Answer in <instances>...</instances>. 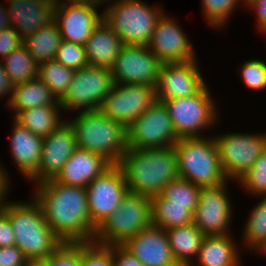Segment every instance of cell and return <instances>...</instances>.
<instances>
[{"label": "cell", "instance_id": "obj_1", "mask_svg": "<svg viewBox=\"0 0 266 266\" xmlns=\"http://www.w3.org/2000/svg\"><path fill=\"white\" fill-rule=\"evenodd\" d=\"M37 186L34 201L63 243L93 241L97 228L90 219L86 188L66 185L54 179Z\"/></svg>", "mask_w": 266, "mask_h": 266}, {"label": "cell", "instance_id": "obj_2", "mask_svg": "<svg viewBox=\"0 0 266 266\" xmlns=\"http://www.w3.org/2000/svg\"><path fill=\"white\" fill-rule=\"evenodd\" d=\"M118 165L121 167L128 192L147 197L160 195L171 180L178 177L174 145L166 148H128Z\"/></svg>", "mask_w": 266, "mask_h": 266}, {"label": "cell", "instance_id": "obj_3", "mask_svg": "<svg viewBox=\"0 0 266 266\" xmlns=\"http://www.w3.org/2000/svg\"><path fill=\"white\" fill-rule=\"evenodd\" d=\"M31 202H7L2 210L9 216L15 245L28 260L45 259L54 253L63 241L46 222L39 205Z\"/></svg>", "mask_w": 266, "mask_h": 266}, {"label": "cell", "instance_id": "obj_4", "mask_svg": "<svg viewBox=\"0 0 266 266\" xmlns=\"http://www.w3.org/2000/svg\"><path fill=\"white\" fill-rule=\"evenodd\" d=\"M68 122L74 128L78 148L97 153L111 164H118L128 149L127 128L99 109L80 111Z\"/></svg>", "mask_w": 266, "mask_h": 266}, {"label": "cell", "instance_id": "obj_5", "mask_svg": "<svg viewBox=\"0 0 266 266\" xmlns=\"http://www.w3.org/2000/svg\"><path fill=\"white\" fill-rule=\"evenodd\" d=\"M178 177L198 187L214 186L229 181L220 164L214 137L180 138L174 145Z\"/></svg>", "mask_w": 266, "mask_h": 266}, {"label": "cell", "instance_id": "obj_6", "mask_svg": "<svg viewBox=\"0 0 266 266\" xmlns=\"http://www.w3.org/2000/svg\"><path fill=\"white\" fill-rule=\"evenodd\" d=\"M162 10L141 0H117L102 13L125 45L148 46Z\"/></svg>", "mask_w": 266, "mask_h": 266}, {"label": "cell", "instance_id": "obj_7", "mask_svg": "<svg viewBox=\"0 0 266 266\" xmlns=\"http://www.w3.org/2000/svg\"><path fill=\"white\" fill-rule=\"evenodd\" d=\"M151 224V198L127 192L116 211L96 229L93 241L109 246L123 245Z\"/></svg>", "mask_w": 266, "mask_h": 266}, {"label": "cell", "instance_id": "obj_8", "mask_svg": "<svg viewBox=\"0 0 266 266\" xmlns=\"http://www.w3.org/2000/svg\"><path fill=\"white\" fill-rule=\"evenodd\" d=\"M177 137H203L199 132L216 123L218 114L211 92L205 84L196 94L165 100ZM200 134V135H199Z\"/></svg>", "mask_w": 266, "mask_h": 266}, {"label": "cell", "instance_id": "obj_9", "mask_svg": "<svg viewBox=\"0 0 266 266\" xmlns=\"http://www.w3.org/2000/svg\"><path fill=\"white\" fill-rule=\"evenodd\" d=\"M114 85L111 70L88 65L75 70L72 82L59 101L62 111H92L99 109ZM80 109V110H79Z\"/></svg>", "mask_w": 266, "mask_h": 266}, {"label": "cell", "instance_id": "obj_10", "mask_svg": "<svg viewBox=\"0 0 266 266\" xmlns=\"http://www.w3.org/2000/svg\"><path fill=\"white\" fill-rule=\"evenodd\" d=\"M220 164L228 180L237 181L254 165L266 148V133H225L214 137Z\"/></svg>", "mask_w": 266, "mask_h": 266}, {"label": "cell", "instance_id": "obj_11", "mask_svg": "<svg viewBox=\"0 0 266 266\" xmlns=\"http://www.w3.org/2000/svg\"><path fill=\"white\" fill-rule=\"evenodd\" d=\"M178 140L168 109L158 100L127 128L128 148H166Z\"/></svg>", "mask_w": 266, "mask_h": 266}, {"label": "cell", "instance_id": "obj_12", "mask_svg": "<svg viewBox=\"0 0 266 266\" xmlns=\"http://www.w3.org/2000/svg\"><path fill=\"white\" fill-rule=\"evenodd\" d=\"M155 101L153 85L114 84L99 110L128 128Z\"/></svg>", "mask_w": 266, "mask_h": 266}, {"label": "cell", "instance_id": "obj_13", "mask_svg": "<svg viewBox=\"0 0 266 266\" xmlns=\"http://www.w3.org/2000/svg\"><path fill=\"white\" fill-rule=\"evenodd\" d=\"M88 208L92 224L98 228L111 216L127 194L124 173L118 164H112L87 187Z\"/></svg>", "mask_w": 266, "mask_h": 266}, {"label": "cell", "instance_id": "obj_14", "mask_svg": "<svg viewBox=\"0 0 266 266\" xmlns=\"http://www.w3.org/2000/svg\"><path fill=\"white\" fill-rule=\"evenodd\" d=\"M108 1L110 0L74 1L55 4L54 21L59 28L62 39L84 45L94 29L103 21V13H98L96 7Z\"/></svg>", "mask_w": 266, "mask_h": 266}, {"label": "cell", "instance_id": "obj_15", "mask_svg": "<svg viewBox=\"0 0 266 266\" xmlns=\"http://www.w3.org/2000/svg\"><path fill=\"white\" fill-rule=\"evenodd\" d=\"M226 184L228 183L201 187L198 204L193 214V224L205 236L230 233L229 224L233 214Z\"/></svg>", "mask_w": 266, "mask_h": 266}, {"label": "cell", "instance_id": "obj_16", "mask_svg": "<svg viewBox=\"0 0 266 266\" xmlns=\"http://www.w3.org/2000/svg\"><path fill=\"white\" fill-rule=\"evenodd\" d=\"M161 64L148 46L124 45L110 70L114 84L155 86Z\"/></svg>", "mask_w": 266, "mask_h": 266}, {"label": "cell", "instance_id": "obj_17", "mask_svg": "<svg viewBox=\"0 0 266 266\" xmlns=\"http://www.w3.org/2000/svg\"><path fill=\"white\" fill-rule=\"evenodd\" d=\"M196 62L161 64L155 85L156 100L163 102L196 94L205 85Z\"/></svg>", "mask_w": 266, "mask_h": 266}, {"label": "cell", "instance_id": "obj_18", "mask_svg": "<svg viewBox=\"0 0 266 266\" xmlns=\"http://www.w3.org/2000/svg\"><path fill=\"white\" fill-rule=\"evenodd\" d=\"M158 19L148 44L149 50L163 63H183L196 60L193 46L178 22L164 15Z\"/></svg>", "mask_w": 266, "mask_h": 266}, {"label": "cell", "instance_id": "obj_19", "mask_svg": "<svg viewBox=\"0 0 266 266\" xmlns=\"http://www.w3.org/2000/svg\"><path fill=\"white\" fill-rule=\"evenodd\" d=\"M77 148L74 128L66 121L43 138L40 168L30 180L40 184L55 179Z\"/></svg>", "mask_w": 266, "mask_h": 266}, {"label": "cell", "instance_id": "obj_20", "mask_svg": "<svg viewBox=\"0 0 266 266\" xmlns=\"http://www.w3.org/2000/svg\"><path fill=\"white\" fill-rule=\"evenodd\" d=\"M123 246L144 266H180L173 256L166 230L152 224Z\"/></svg>", "mask_w": 266, "mask_h": 266}, {"label": "cell", "instance_id": "obj_21", "mask_svg": "<svg viewBox=\"0 0 266 266\" xmlns=\"http://www.w3.org/2000/svg\"><path fill=\"white\" fill-rule=\"evenodd\" d=\"M10 25L24 39L54 20L52 0H8Z\"/></svg>", "mask_w": 266, "mask_h": 266}, {"label": "cell", "instance_id": "obj_22", "mask_svg": "<svg viewBox=\"0 0 266 266\" xmlns=\"http://www.w3.org/2000/svg\"><path fill=\"white\" fill-rule=\"evenodd\" d=\"M111 165L103 156L77 148L54 180L66 185L86 188Z\"/></svg>", "mask_w": 266, "mask_h": 266}, {"label": "cell", "instance_id": "obj_23", "mask_svg": "<svg viewBox=\"0 0 266 266\" xmlns=\"http://www.w3.org/2000/svg\"><path fill=\"white\" fill-rule=\"evenodd\" d=\"M10 141L11 155L23 176L30 180L40 168L43 138L14 119Z\"/></svg>", "mask_w": 266, "mask_h": 266}, {"label": "cell", "instance_id": "obj_24", "mask_svg": "<svg viewBox=\"0 0 266 266\" xmlns=\"http://www.w3.org/2000/svg\"><path fill=\"white\" fill-rule=\"evenodd\" d=\"M124 45L114 30L102 21L84 44L89 65L110 69Z\"/></svg>", "mask_w": 266, "mask_h": 266}, {"label": "cell", "instance_id": "obj_25", "mask_svg": "<svg viewBox=\"0 0 266 266\" xmlns=\"http://www.w3.org/2000/svg\"><path fill=\"white\" fill-rule=\"evenodd\" d=\"M231 234L205 236L197 259L199 266H241L238 248Z\"/></svg>", "mask_w": 266, "mask_h": 266}, {"label": "cell", "instance_id": "obj_26", "mask_svg": "<svg viewBox=\"0 0 266 266\" xmlns=\"http://www.w3.org/2000/svg\"><path fill=\"white\" fill-rule=\"evenodd\" d=\"M173 256L180 266H195L205 235L193 224L166 230Z\"/></svg>", "mask_w": 266, "mask_h": 266}, {"label": "cell", "instance_id": "obj_27", "mask_svg": "<svg viewBox=\"0 0 266 266\" xmlns=\"http://www.w3.org/2000/svg\"><path fill=\"white\" fill-rule=\"evenodd\" d=\"M43 105H60V102L47 85L37 77L14 86L8 108H12L16 115L22 110Z\"/></svg>", "mask_w": 266, "mask_h": 266}, {"label": "cell", "instance_id": "obj_28", "mask_svg": "<svg viewBox=\"0 0 266 266\" xmlns=\"http://www.w3.org/2000/svg\"><path fill=\"white\" fill-rule=\"evenodd\" d=\"M61 109V105L38 106L18 112L14 119L33 134L44 138L65 122L61 120Z\"/></svg>", "mask_w": 266, "mask_h": 266}, {"label": "cell", "instance_id": "obj_29", "mask_svg": "<svg viewBox=\"0 0 266 266\" xmlns=\"http://www.w3.org/2000/svg\"><path fill=\"white\" fill-rule=\"evenodd\" d=\"M62 36L56 22L53 20L34 34L23 39V45L37 64L52 61L55 58Z\"/></svg>", "mask_w": 266, "mask_h": 266}, {"label": "cell", "instance_id": "obj_30", "mask_svg": "<svg viewBox=\"0 0 266 266\" xmlns=\"http://www.w3.org/2000/svg\"><path fill=\"white\" fill-rule=\"evenodd\" d=\"M193 213L187 205L168 204L161 194L151 198L152 225L168 230L193 223Z\"/></svg>", "mask_w": 266, "mask_h": 266}, {"label": "cell", "instance_id": "obj_31", "mask_svg": "<svg viewBox=\"0 0 266 266\" xmlns=\"http://www.w3.org/2000/svg\"><path fill=\"white\" fill-rule=\"evenodd\" d=\"M1 60L14 86L37 78L38 64L23 44Z\"/></svg>", "mask_w": 266, "mask_h": 266}, {"label": "cell", "instance_id": "obj_32", "mask_svg": "<svg viewBox=\"0 0 266 266\" xmlns=\"http://www.w3.org/2000/svg\"><path fill=\"white\" fill-rule=\"evenodd\" d=\"M74 71V69L52 60L38 64L37 77L47 85L56 99L60 101L72 82Z\"/></svg>", "mask_w": 266, "mask_h": 266}, {"label": "cell", "instance_id": "obj_33", "mask_svg": "<svg viewBox=\"0 0 266 266\" xmlns=\"http://www.w3.org/2000/svg\"><path fill=\"white\" fill-rule=\"evenodd\" d=\"M201 187L192 182L177 177L165 185L161 195L168 200V204L187 205L193 214L199 200Z\"/></svg>", "mask_w": 266, "mask_h": 266}, {"label": "cell", "instance_id": "obj_34", "mask_svg": "<svg viewBox=\"0 0 266 266\" xmlns=\"http://www.w3.org/2000/svg\"><path fill=\"white\" fill-rule=\"evenodd\" d=\"M261 198L262 201L252 209L244 227L243 242L250 250L260 251L266 244V197Z\"/></svg>", "mask_w": 266, "mask_h": 266}, {"label": "cell", "instance_id": "obj_35", "mask_svg": "<svg viewBox=\"0 0 266 266\" xmlns=\"http://www.w3.org/2000/svg\"><path fill=\"white\" fill-rule=\"evenodd\" d=\"M237 182L248 190L249 194L266 197V148L254 162L253 167Z\"/></svg>", "mask_w": 266, "mask_h": 266}, {"label": "cell", "instance_id": "obj_36", "mask_svg": "<svg viewBox=\"0 0 266 266\" xmlns=\"http://www.w3.org/2000/svg\"><path fill=\"white\" fill-rule=\"evenodd\" d=\"M238 0H202L206 22L213 28L227 24ZM236 5V6H235Z\"/></svg>", "mask_w": 266, "mask_h": 266}, {"label": "cell", "instance_id": "obj_37", "mask_svg": "<svg viewBox=\"0 0 266 266\" xmlns=\"http://www.w3.org/2000/svg\"><path fill=\"white\" fill-rule=\"evenodd\" d=\"M54 60L74 70L83 69L89 65L84 45L63 39Z\"/></svg>", "mask_w": 266, "mask_h": 266}, {"label": "cell", "instance_id": "obj_38", "mask_svg": "<svg viewBox=\"0 0 266 266\" xmlns=\"http://www.w3.org/2000/svg\"><path fill=\"white\" fill-rule=\"evenodd\" d=\"M82 266H114L112 245H102L95 241L81 242Z\"/></svg>", "mask_w": 266, "mask_h": 266}, {"label": "cell", "instance_id": "obj_39", "mask_svg": "<svg viewBox=\"0 0 266 266\" xmlns=\"http://www.w3.org/2000/svg\"><path fill=\"white\" fill-rule=\"evenodd\" d=\"M244 84L253 91L266 89V62L252 59L246 61L240 69Z\"/></svg>", "mask_w": 266, "mask_h": 266}, {"label": "cell", "instance_id": "obj_40", "mask_svg": "<svg viewBox=\"0 0 266 266\" xmlns=\"http://www.w3.org/2000/svg\"><path fill=\"white\" fill-rule=\"evenodd\" d=\"M44 260L47 266H82L81 242L63 243Z\"/></svg>", "mask_w": 266, "mask_h": 266}, {"label": "cell", "instance_id": "obj_41", "mask_svg": "<svg viewBox=\"0 0 266 266\" xmlns=\"http://www.w3.org/2000/svg\"><path fill=\"white\" fill-rule=\"evenodd\" d=\"M23 44V39L12 26L0 31V56L4 59L12 51Z\"/></svg>", "mask_w": 266, "mask_h": 266}, {"label": "cell", "instance_id": "obj_42", "mask_svg": "<svg viewBox=\"0 0 266 266\" xmlns=\"http://www.w3.org/2000/svg\"><path fill=\"white\" fill-rule=\"evenodd\" d=\"M27 260L16 245L0 247V266H25Z\"/></svg>", "mask_w": 266, "mask_h": 266}, {"label": "cell", "instance_id": "obj_43", "mask_svg": "<svg viewBox=\"0 0 266 266\" xmlns=\"http://www.w3.org/2000/svg\"><path fill=\"white\" fill-rule=\"evenodd\" d=\"M112 260L114 266H144L123 245H112Z\"/></svg>", "mask_w": 266, "mask_h": 266}, {"label": "cell", "instance_id": "obj_44", "mask_svg": "<svg viewBox=\"0 0 266 266\" xmlns=\"http://www.w3.org/2000/svg\"><path fill=\"white\" fill-rule=\"evenodd\" d=\"M15 245L14 232L10 224L9 216L0 210V247Z\"/></svg>", "mask_w": 266, "mask_h": 266}, {"label": "cell", "instance_id": "obj_45", "mask_svg": "<svg viewBox=\"0 0 266 266\" xmlns=\"http://www.w3.org/2000/svg\"><path fill=\"white\" fill-rule=\"evenodd\" d=\"M245 5L256 11L258 28L266 34V0H248Z\"/></svg>", "mask_w": 266, "mask_h": 266}, {"label": "cell", "instance_id": "obj_46", "mask_svg": "<svg viewBox=\"0 0 266 266\" xmlns=\"http://www.w3.org/2000/svg\"><path fill=\"white\" fill-rule=\"evenodd\" d=\"M13 89L14 85L11 82L7 72L5 71L2 62H0V97H4V95H9V99L7 100L8 103L6 105H8L10 102Z\"/></svg>", "mask_w": 266, "mask_h": 266}, {"label": "cell", "instance_id": "obj_47", "mask_svg": "<svg viewBox=\"0 0 266 266\" xmlns=\"http://www.w3.org/2000/svg\"><path fill=\"white\" fill-rule=\"evenodd\" d=\"M8 172H6L5 168L1 167L0 164V198L5 202V196L8 194L9 191L8 188L10 187L11 181L10 178H8Z\"/></svg>", "mask_w": 266, "mask_h": 266}, {"label": "cell", "instance_id": "obj_48", "mask_svg": "<svg viewBox=\"0 0 266 266\" xmlns=\"http://www.w3.org/2000/svg\"><path fill=\"white\" fill-rule=\"evenodd\" d=\"M10 26V15L8 13L7 7H3L0 4V31Z\"/></svg>", "mask_w": 266, "mask_h": 266}, {"label": "cell", "instance_id": "obj_49", "mask_svg": "<svg viewBox=\"0 0 266 266\" xmlns=\"http://www.w3.org/2000/svg\"><path fill=\"white\" fill-rule=\"evenodd\" d=\"M25 266H47L44 259L27 260Z\"/></svg>", "mask_w": 266, "mask_h": 266}, {"label": "cell", "instance_id": "obj_50", "mask_svg": "<svg viewBox=\"0 0 266 266\" xmlns=\"http://www.w3.org/2000/svg\"><path fill=\"white\" fill-rule=\"evenodd\" d=\"M55 4H57V3H61V2H63V1H65V0H52ZM74 1H90V0H66V2H74Z\"/></svg>", "mask_w": 266, "mask_h": 266}, {"label": "cell", "instance_id": "obj_51", "mask_svg": "<svg viewBox=\"0 0 266 266\" xmlns=\"http://www.w3.org/2000/svg\"><path fill=\"white\" fill-rule=\"evenodd\" d=\"M260 252L264 255H266V244L264 245V247L260 250Z\"/></svg>", "mask_w": 266, "mask_h": 266}, {"label": "cell", "instance_id": "obj_52", "mask_svg": "<svg viewBox=\"0 0 266 266\" xmlns=\"http://www.w3.org/2000/svg\"><path fill=\"white\" fill-rule=\"evenodd\" d=\"M3 203H4V201L0 198V210L2 209Z\"/></svg>", "mask_w": 266, "mask_h": 266}]
</instances>
